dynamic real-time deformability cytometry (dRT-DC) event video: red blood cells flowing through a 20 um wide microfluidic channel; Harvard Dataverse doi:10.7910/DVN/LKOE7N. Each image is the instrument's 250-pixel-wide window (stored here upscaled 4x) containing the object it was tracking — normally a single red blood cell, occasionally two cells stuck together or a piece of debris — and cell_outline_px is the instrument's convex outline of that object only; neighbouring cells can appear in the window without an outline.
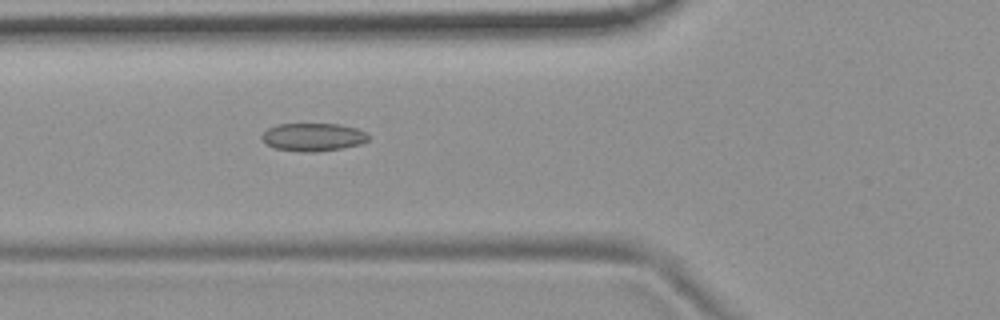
{"species": "common noctule bat (a hibernating species)", "species_latin": "Nyctalus noctula", "temperature_condition": "room temperature", "stored_images_in_passage": 54, "camera_frame_rate_fps": 3000, "um_per_image_px": 0.085, "animal": {"sex": "female", "body_mass_g": 19.9}, "frame": {"image": 1, "passage_image": 20, "time_ms": 6.333, "image_size_px": [1000, 320], "cell_outline_px": [[368, 140], [360, 144], [340, 148], [316, 152], [304, 152], [276, 148], [264, 144], [260, 136], [268, 128], [276, 124], [340, 124], [356, 128], [364, 132], [368, 136]], "centroid_in_image_um": [26.56, 11.65], "position_along_channel_um": 99.2, "area_um2": 17.34}}
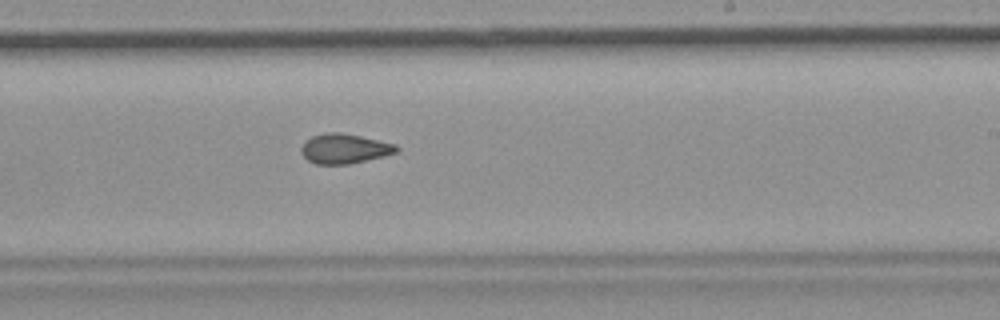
{"frame": {"image": 2, "passage_image": 33, "time_ms": 10.667, "image_size_px": [1000, 320], "cell_outline_px": [[400, 148], [396, 152], [384, 156], [348, 164], [316, 164], [308, 160], [300, 152], [300, 148], [304, 140], [312, 136], [328, 132], [340, 132], [360, 136], [396, 144]], "centroid_in_image_um": [29.25, 12.63], "position_along_channel_um": 259.7, "area_um2": 16.53}}
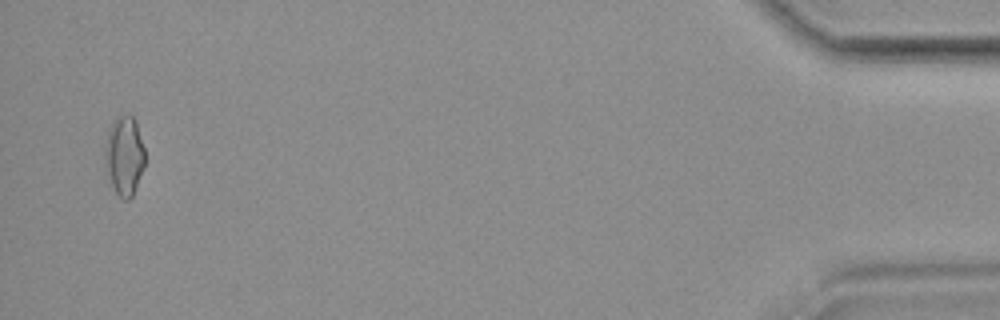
{"frame": {"image": 3, "passage_image": 53, "time_ms": 17.333, "image_size_px": [1000, 320], "cell_outline_px": [[144, 164], [132, 196], [128, 200], [124, 200], [116, 192], [112, 184], [104, 160], [104, 148], [108, 128], [120, 116], [132, 116], [136, 120], [144, 148]], "centroid_in_image_um": [10.56, 13.21], "position_along_channel_um": 424.6, "area_um2": 18.03}, "authors_computed_cell_mechanics": {"area_um2": 16.9065, "velocity_mm_per_s": 3.7144, "shape_relaxation_time_tau1_ms": null, "shape_relaxation_time_tau2_ms": 2.29, "deformation_change_tau1": null, "deformation_change_tau2": 0.0847}}